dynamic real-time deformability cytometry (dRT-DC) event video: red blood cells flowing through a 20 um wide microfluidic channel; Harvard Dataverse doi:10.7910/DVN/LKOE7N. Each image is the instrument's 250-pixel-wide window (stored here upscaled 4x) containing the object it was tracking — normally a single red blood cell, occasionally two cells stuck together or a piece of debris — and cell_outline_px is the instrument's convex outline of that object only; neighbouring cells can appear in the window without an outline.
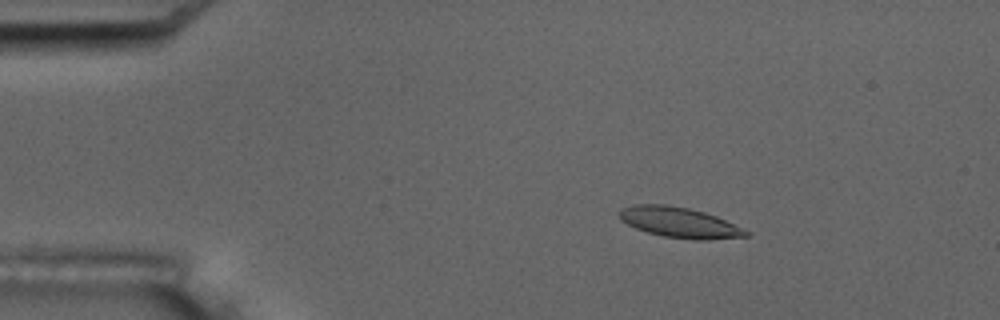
{"species": "common noctule bat (a hibernating species)", "species_latin": "Nyctalus noctula", "temperature_condition": "room temperature", "stored_images_in_passage": 6, "camera_frame_rate_fps": 3000, "um_per_image_px": 0.085, "animal": {"sex": "male", "body_mass_g": 17.5, "forearm_length_mm": 52.3}, "frame": {"image": 1, "passage_image": 3, "time_ms": 2.333, "image_size_px": [1000, 320], "cell_outline_px": [[752, 232], [748, 236], [708, 240], [696, 240], [664, 236], [648, 232], [636, 228], [620, 220], [616, 216], [620, 208], [632, 204], [664, 204], [688, 208], [704, 212], [716, 216]], "centroid_in_image_um": [57.73, 18.9], "position_along_channel_um": 27.3, "area_um2": 22.6}}